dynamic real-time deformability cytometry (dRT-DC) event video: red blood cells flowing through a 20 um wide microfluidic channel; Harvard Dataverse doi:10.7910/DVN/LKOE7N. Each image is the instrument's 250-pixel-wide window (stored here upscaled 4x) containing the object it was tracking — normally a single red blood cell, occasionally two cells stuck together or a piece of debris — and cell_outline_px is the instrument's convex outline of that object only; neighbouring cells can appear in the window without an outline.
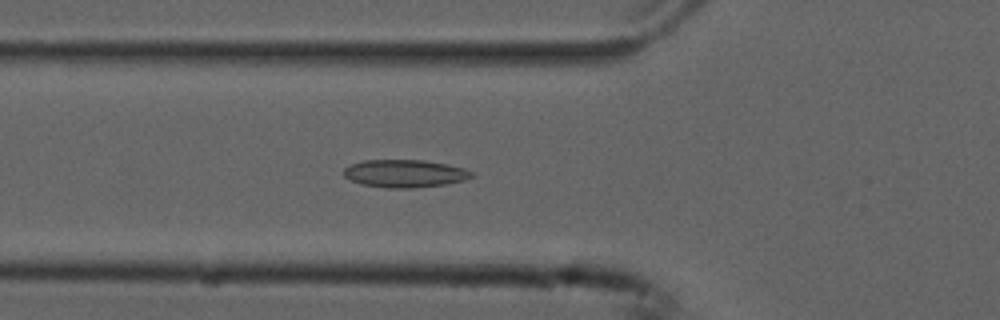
{"species": "common noctule bat (a hibernating species)", "species_latin": "Nyctalus noctula", "temperature_condition": "cold", "stored_images_in_passage": 54, "camera_frame_rate_fps": 3000, "um_per_image_px": 0.085, "animal": {"sex": "male", "forearm_length_mm": 52.5}, "frame": {"image": 1, "passage_image": 19, "time_ms": 6.0, "image_size_px": [1000, 320], "cell_outline_px": [[476, 176], [464, 180], [444, 184], [412, 188], [384, 188], [360, 184], [344, 176], [344, 168], [352, 164], [364, 160], [424, 160], [448, 164], [464, 168], [476, 172]], "centroid_in_image_um": [34.45, 14.75], "position_along_channel_um": 91.3, "area_um2": 20.81}}
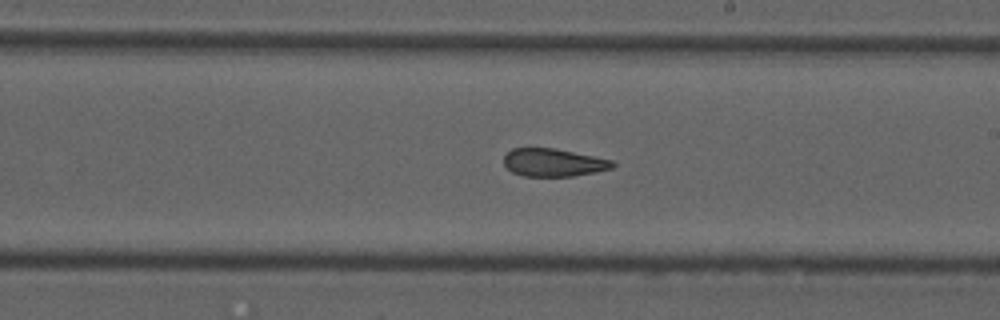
{"frame": {"image": 2, "passage_image": 31, "time_ms": 10.0, "image_size_px": [1000, 320], "cell_outline_px": [[616, 164], [612, 168], [596, 172], [572, 176], [524, 176], [512, 172], [504, 164], [504, 156], [512, 148], [556, 148], [612, 160]], "centroid_in_image_um": [47.05, 13.81], "position_along_channel_um": 242.0, "area_um2": 17.63}}
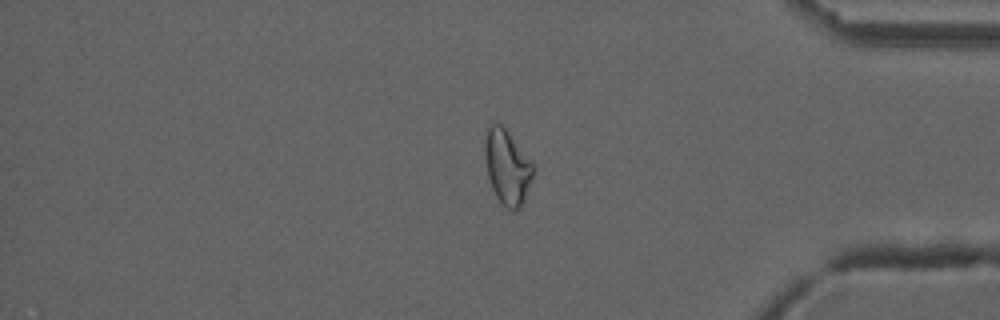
{"frame": {"image": 3, "passage_image": 45, "time_ms": 14.667, "image_size_px": [1000, 320], "cell_outline_px": [[532, 176], [524, 200], [520, 208], [516, 212], [512, 212], [496, 196], [492, 188], [488, 176], [484, 156], [484, 144], [488, 124], [500, 124], [508, 132], [532, 164]], "centroid_in_image_um": [43.07, 14.21], "position_along_channel_um": 392.1, "area_um2": 20.46}, "authors_computed_cell_mechanics": {"area_um2": 20.7791, "velocity_mm_per_s": 3.7538, "shape_relaxation_time_tau1_ms": null, "shape_relaxation_time_tau2_ms": 2.4534, "deformation_change_tau1": null, "deformation_change_tau2": 0.0858}}